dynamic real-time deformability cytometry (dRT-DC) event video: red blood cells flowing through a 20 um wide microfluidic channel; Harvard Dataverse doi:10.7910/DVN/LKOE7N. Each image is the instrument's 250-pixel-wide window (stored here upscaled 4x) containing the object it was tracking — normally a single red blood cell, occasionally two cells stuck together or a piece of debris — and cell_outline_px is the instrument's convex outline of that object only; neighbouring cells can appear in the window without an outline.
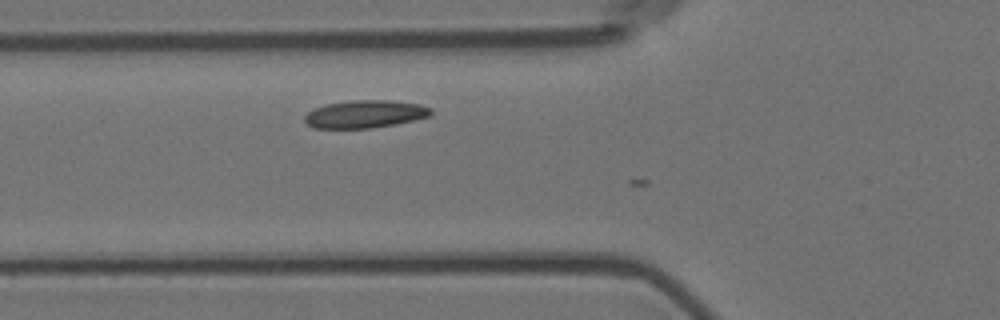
{"species": "Egyptian fruit bat (a non-hibernating species)", "species_latin": "Rousettus aegyptiacus", "temperature_condition": "room temperature", "stored_images_in_passage": 6, "camera_frame_rate_fps": 3000, "um_per_image_px": 0.085, "animal": {"sex": "female"}, "frame": {"image": 1, "passage_image": 5, "time_ms": 1.333, "image_size_px": [1000, 320], "cell_outline_px": [[432, 116], [396, 124], [372, 128], [316, 128], [308, 124], [304, 120], [304, 116], [308, 112], [324, 104], [352, 100], [388, 100], [420, 104], [432, 108]], "centroid_in_image_um": [31.06, 9.69], "position_along_channel_um": 94.7, "area_um2": 20.46}}